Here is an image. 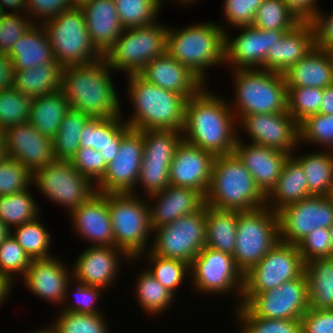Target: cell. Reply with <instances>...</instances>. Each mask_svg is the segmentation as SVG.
<instances>
[{
    "instance_id": "4",
    "label": "cell",
    "mask_w": 333,
    "mask_h": 333,
    "mask_svg": "<svg viewBox=\"0 0 333 333\" xmlns=\"http://www.w3.org/2000/svg\"><path fill=\"white\" fill-rule=\"evenodd\" d=\"M166 52L184 64L206 85L208 68L224 65L225 32L221 24L214 21L190 24L182 29L170 27Z\"/></svg>"
},
{
    "instance_id": "41",
    "label": "cell",
    "mask_w": 333,
    "mask_h": 333,
    "mask_svg": "<svg viewBox=\"0 0 333 333\" xmlns=\"http://www.w3.org/2000/svg\"><path fill=\"white\" fill-rule=\"evenodd\" d=\"M30 190L0 196V220L10 230L40 216V207Z\"/></svg>"
},
{
    "instance_id": "6",
    "label": "cell",
    "mask_w": 333,
    "mask_h": 333,
    "mask_svg": "<svg viewBox=\"0 0 333 333\" xmlns=\"http://www.w3.org/2000/svg\"><path fill=\"white\" fill-rule=\"evenodd\" d=\"M232 73L235 101H229V105L237 122L247 114L287 111V87L282 73L261 68L234 69Z\"/></svg>"
},
{
    "instance_id": "7",
    "label": "cell",
    "mask_w": 333,
    "mask_h": 333,
    "mask_svg": "<svg viewBox=\"0 0 333 333\" xmlns=\"http://www.w3.org/2000/svg\"><path fill=\"white\" fill-rule=\"evenodd\" d=\"M142 197L135 192L108 194L114 245L137 262L150 249L147 245L153 235L148 200Z\"/></svg>"
},
{
    "instance_id": "2",
    "label": "cell",
    "mask_w": 333,
    "mask_h": 333,
    "mask_svg": "<svg viewBox=\"0 0 333 333\" xmlns=\"http://www.w3.org/2000/svg\"><path fill=\"white\" fill-rule=\"evenodd\" d=\"M112 69L102 57L85 65L63 67L61 91L70 108L90 118L122 115L121 101L114 86Z\"/></svg>"
},
{
    "instance_id": "44",
    "label": "cell",
    "mask_w": 333,
    "mask_h": 333,
    "mask_svg": "<svg viewBox=\"0 0 333 333\" xmlns=\"http://www.w3.org/2000/svg\"><path fill=\"white\" fill-rule=\"evenodd\" d=\"M124 29L143 27L156 22L162 0H113Z\"/></svg>"
},
{
    "instance_id": "68",
    "label": "cell",
    "mask_w": 333,
    "mask_h": 333,
    "mask_svg": "<svg viewBox=\"0 0 333 333\" xmlns=\"http://www.w3.org/2000/svg\"><path fill=\"white\" fill-rule=\"evenodd\" d=\"M11 234V230L0 220V244Z\"/></svg>"
},
{
    "instance_id": "23",
    "label": "cell",
    "mask_w": 333,
    "mask_h": 333,
    "mask_svg": "<svg viewBox=\"0 0 333 333\" xmlns=\"http://www.w3.org/2000/svg\"><path fill=\"white\" fill-rule=\"evenodd\" d=\"M59 259L55 255L47 259H33L21 278L32 294L56 305H62L66 288L73 280L72 267L68 268L67 263Z\"/></svg>"
},
{
    "instance_id": "43",
    "label": "cell",
    "mask_w": 333,
    "mask_h": 333,
    "mask_svg": "<svg viewBox=\"0 0 333 333\" xmlns=\"http://www.w3.org/2000/svg\"><path fill=\"white\" fill-rule=\"evenodd\" d=\"M239 333H302L301 319H267L255 316L245 305L236 306Z\"/></svg>"
},
{
    "instance_id": "69",
    "label": "cell",
    "mask_w": 333,
    "mask_h": 333,
    "mask_svg": "<svg viewBox=\"0 0 333 333\" xmlns=\"http://www.w3.org/2000/svg\"><path fill=\"white\" fill-rule=\"evenodd\" d=\"M6 157L3 135L0 136V162Z\"/></svg>"
},
{
    "instance_id": "24",
    "label": "cell",
    "mask_w": 333,
    "mask_h": 333,
    "mask_svg": "<svg viewBox=\"0 0 333 333\" xmlns=\"http://www.w3.org/2000/svg\"><path fill=\"white\" fill-rule=\"evenodd\" d=\"M69 214L74 232L81 239L90 241V246L115 247L108 194L96 192Z\"/></svg>"
},
{
    "instance_id": "3",
    "label": "cell",
    "mask_w": 333,
    "mask_h": 333,
    "mask_svg": "<svg viewBox=\"0 0 333 333\" xmlns=\"http://www.w3.org/2000/svg\"><path fill=\"white\" fill-rule=\"evenodd\" d=\"M126 93L134 106L124 121L138 131L171 129L182 131L187 98L148 82L140 74L127 75Z\"/></svg>"
},
{
    "instance_id": "13",
    "label": "cell",
    "mask_w": 333,
    "mask_h": 333,
    "mask_svg": "<svg viewBox=\"0 0 333 333\" xmlns=\"http://www.w3.org/2000/svg\"><path fill=\"white\" fill-rule=\"evenodd\" d=\"M32 185L39 192L71 212L87 201L96 191V185L80 174L71 161L54 160L32 174Z\"/></svg>"
},
{
    "instance_id": "9",
    "label": "cell",
    "mask_w": 333,
    "mask_h": 333,
    "mask_svg": "<svg viewBox=\"0 0 333 333\" xmlns=\"http://www.w3.org/2000/svg\"><path fill=\"white\" fill-rule=\"evenodd\" d=\"M168 28L158 20L143 27L124 29L103 58L113 72L139 74L150 61L166 52Z\"/></svg>"
},
{
    "instance_id": "11",
    "label": "cell",
    "mask_w": 333,
    "mask_h": 333,
    "mask_svg": "<svg viewBox=\"0 0 333 333\" xmlns=\"http://www.w3.org/2000/svg\"><path fill=\"white\" fill-rule=\"evenodd\" d=\"M304 267L298 245L279 241L244 274L241 305H246L258 293L273 290L286 281L300 277Z\"/></svg>"
},
{
    "instance_id": "12",
    "label": "cell",
    "mask_w": 333,
    "mask_h": 333,
    "mask_svg": "<svg viewBox=\"0 0 333 333\" xmlns=\"http://www.w3.org/2000/svg\"><path fill=\"white\" fill-rule=\"evenodd\" d=\"M152 234L154 241L149 250L153 254L191 264L206 246V204L197 212L154 229Z\"/></svg>"
},
{
    "instance_id": "70",
    "label": "cell",
    "mask_w": 333,
    "mask_h": 333,
    "mask_svg": "<svg viewBox=\"0 0 333 333\" xmlns=\"http://www.w3.org/2000/svg\"><path fill=\"white\" fill-rule=\"evenodd\" d=\"M31 333H57V332L51 327V325L49 327L46 325V328H42L41 330L37 329L36 331L33 330V332Z\"/></svg>"
},
{
    "instance_id": "59",
    "label": "cell",
    "mask_w": 333,
    "mask_h": 333,
    "mask_svg": "<svg viewBox=\"0 0 333 333\" xmlns=\"http://www.w3.org/2000/svg\"><path fill=\"white\" fill-rule=\"evenodd\" d=\"M298 247L304 263L315 258L331 257L329 229H314L298 244Z\"/></svg>"
},
{
    "instance_id": "47",
    "label": "cell",
    "mask_w": 333,
    "mask_h": 333,
    "mask_svg": "<svg viewBox=\"0 0 333 333\" xmlns=\"http://www.w3.org/2000/svg\"><path fill=\"white\" fill-rule=\"evenodd\" d=\"M182 140V132L178 130H143V158L165 159L171 163Z\"/></svg>"
},
{
    "instance_id": "30",
    "label": "cell",
    "mask_w": 333,
    "mask_h": 333,
    "mask_svg": "<svg viewBox=\"0 0 333 333\" xmlns=\"http://www.w3.org/2000/svg\"><path fill=\"white\" fill-rule=\"evenodd\" d=\"M123 113L113 118H90L85 124L80 147L100 151L105 162H112L120 148L122 137L131 129L124 121Z\"/></svg>"
},
{
    "instance_id": "1",
    "label": "cell",
    "mask_w": 333,
    "mask_h": 333,
    "mask_svg": "<svg viewBox=\"0 0 333 333\" xmlns=\"http://www.w3.org/2000/svg\"><path fill=\"white\" fill-rule=\"evenodd\" d=\"M207 87L187 99L181 131L183 140L214 156L231 154L238 139L237 120L229 101L211 93Z\"/></svg>"
},
{
    "instance_id": "53",
    "label": "cell",
    "mask_w": 333,
    "mask_h": 333,
    "mask_svg": "<svg viewBox=\"0 0 333 333\" xmlns=\"http://www.w3.org/2000/svg\"><path fill=\"white\" fill-rule=\"evenodd\" d=\"M73 280L68 284L66 288V295L64 298V302L62 303V309H60V312H73V313H88V314H100L103 313L98 307L96 303L98 298L102 297V294L104 293V289L97 287V286H90L85 285L76 282L75 285L77 286L74 288V285L71 284ZM76 290L74 293L73 299L74 301L71 302L70 296L68 297V293L71 287ZM103 290V291H102ZM99 309V310H98Z\"/></svg>"
},
{
    "instance_id": "33",
    "label": "cell",
    "mask_w": 333,
    "mask_h": 333,
    "mask_svg": "<svg viewBox=\"0 0 333 333\" xmlns=\"http://www.w3.org/2000/svg\"><path fill=\"white\" fill-rule=\"evenodd\" d=\"M15 70L35 68L55 62L47 34L41 24H33L7 53Z\"/></svg>"
},
{
    "instance_id": "71",
    "label": "cell",
    "mask_w": 333,
    "mask_h": 333,
    "mask_svg": "<svg viewBox=\"0 0 333 333\" xmlns=\"http://www.w3.org/2000/svg\"><path fill=\"white\" fill-rule=\"evenodd\" d=\"M89 0H70L71 5L73 7H81L85 3H87Z\"/></svg>"
},
{
    "instance_id": "19",
    "label": "cell",
    "mask_w": 333,
    "mask_h": 333,
    "mask_svg": "<svg viewBox=\"0 0 333 333\" xmlns=\"http://www.w3.org/2000/svg\"><path fill=\"white\" fill-rule=\"evenodd\" d=\"M240 34L233 39L225 32V62L234 69L261 68L268 49L289 30H262L252 26L237 27Z\"/></svg>"
},
{
    "instance_id": "21",
    "label": "cell",
    "mask_w": 333,
    "mask_h": 333,
    "mask_svg": "<svg viewBox=\"0 0 333 333\" xmlns=\"http://www.w3.org/2000/svg\"><path fill=\"white\" fill-rule=\"evenodd\" d=\"M122 254V255H121ZM123 257V258H122ZM131 259L122 249L111 246H89L77 256L72 264L73 282L85 285L97 286L105 291L116 282L117 274L120 272V260ZM114 282V283H113ZM113 284V285H112Z\"/></svg>"
},
{
    "instance_id": "61",
    "label": "cell",
    "mask_w": 333,
    "mask_h": 333,
    "mask_svg": "<svg viewBox=\"0 0 333 333\" xmlns=\"http://www.w3.org/2000/svg\"><path fill=\"white\" fill-rule=\"evenodd\" d=\"M302 333H333V309L309 308L301 317Z\"/></svg>"
},
{
    "instance_id": "72",
    "label": "cell",
    "mask_w": 333,
    "mask_h": 333,
    "mask_svg": "<svg viewBox=\"0 0 333 333\" xmlns=\"http://www.w3.org/2000/svg\"><path fill=\"white\" fill-rule=\"evenodd\" d=\"M174 1H175V3H179L180 2L179 5L181 4V6H182V4H183V6H185V5L189 6V4L192 5L193 1L195 3V1H199V0H174Z\"/></svg>"
},
{
    "instance_id": "73",
    "label": "cell",
    "mask_w": 333,
    "mask_h": 333,
    "mask_svg": "<svg viewBox=\"0 0 333 333\" xmlns=\"http://www.w3.org/2000/svg\"><path fill=\"white\" fill-rule=\"evenodd\" d=\"M326 197L333 204V183L329 187V190H328V193H327Z\"/></svg>"
},
{
    "instance_id": "18",
    "label": "cell",
    "mask_w": 333,
    "mask_h": 333,
    "mask_svg": "<svg viewBox=\"0 0 333 333\" xmlns=\"http://www.w3.org/2000/svg\"><path fill=\"white\" fill-rule=\"evenodd\" d=\"M251 137V143L263 145L292 155L299 145V128L287 112L247 114L238 122Z\"/></svg>"
},
{
    "instance_id": "36",
    "label": "cell",
    "mask_w": 333,
    "mask_h": 333,
    "mask_svg": "<svg viewBox=\"0 0 333 333\" xmlns=\"http://www.w3.org/2000/svg\"><path fill=\"white\" fill-rule=\"evenodd\" d=\"M309 308L333 309V257L315 258L305 263Z\"/></svg>"
},
{
    "instance_id": "52",
    "label": "cell",
    "mask_w": 333,
    "mask_h": 333,
    "mask_svg": "<svg viewBox=\"0 0 333 333\" xmlns=\"http://www.w3.org/2000/svg\"><path fill=\"white\" fill-rule=\"evenodd\" d=\"M170 162L165 159L143 158L137 183L148 197L161 192L169 183Z\"/></svg>"
},
{
    "instance_id": "38",
    "label": "cell",
    "mask_w": 333,
    "mask_h": 333,
    "mask_svg": "<svg viewBox=\"0 0 333 333\" xmlns=\"http://www.w3.org/2000/svg\"><path fill=\"white\" fill-rule=\"evenodd\" d=\"M293 154L303 168L309 193L313 196H326L333 183V151L324 149L302 156H297L295 152Z\"/></svg>"
},
{
    "instance_id": "31",
    "label": "cell",
    "mask_w": 333,
    "mask_h": 333,
    "mask_svg": "<svg viewBox=\"0 0 333 333\" xmlns=\"http://www.w3.org/2000/svg\"><path fill=\"white\" fill-rule=\"evenodd\" d=\"M286 87L322 88L333 84V53L316 46L284 73Z\"/></svg>"
},
{
    "instance_id": "25",
    "label": "cell",
    "mask_w": 333,
    "mask_h": 333,
    "mask_svg": "<svg viewBox=\"0 0 333 333\" xmlns=\"http://www.w3.org/2000/svg\"><path fill=\"white\" fill-rule=\"evenodd\" d=\"M146 198L150 204L152 230L171 224L184 215L197 212L205 205V197L199 191L172 185ZM152 200H155L153 204L150 202Z\"/></svg>"
},
{
    "instance_id": "34",
    "label": "cell",
    "mask_w": 333,
    "mask_h": 333,
    "mask_svg": "<svg viewBox=\"0 0 333 333\" xmlns=\"http://www.w3.org/2000/svg\"><path fill=\"white\" fill-rule=\"evenodd\" d=\"M63 66L55 61L35 68L15 70L13 88L32 98L61 90Z\"/></svg>"
},
{
    "instance_id": "45",
    "label": "cell",
    "mask_w": 333,
    "mask_h": 333,
    "mask_svg": "<svg viewBox=\"0 0 333 333\" xmlns=\"http://www.w3.org/2000/svg\"><path fill=\"white\" fill-rule=\"evenodd\" d=\"M148 258V272L165 288L174 295L177 289L183 284V280L190 276V264L170 258H163L146 251ZM151 266V267H150Z\"/></svg>"
},
{
    "instance_id": "42",
    "label": "cell",
    "mask_w": 333,
    "mask_h": 333,
    "mask_svg": "<svg viewBox=\"0 0 333 333\" xmlns=\"http://www.w3.org/2000/svg\"><path fill=\"white\" fill-rule=\"evenodd\" d=\"M40 218L38 216L30 222L11 229L12 237L32 260L54 257L52 253H49L52 246L51 232L44 227Z\"/></svg>"
},
{
    "instance_id": "28",
    "label": "cell",
    "mask_w": 333,
    "mask_h": 333,
    "mask_svg": "<svg viewBox=\"0 0 333 333\" xmlns=\"http://www.w3.org/2000/svg\"><path fill=\"white\" fill-rule=\"evenodd\" d=\"M139 74L148 82L187 99L195 96L205 86L192 71L167 52L150 61Z\"/></svg>"
},
{
    "instance_id": "35",
    "label": "cell",
    "mask_w": 333,
    "mask_h": 333,
    "mask_svg": "<svg viewBox=\"0 0 333 333\" xmlns=\"http://www.w3.org/2000/svg\"><path fill=\"white\" fill-rule=\"evenodd\" d=\"M238 212L206 205V247L234 255Z\"/></svg>"
},
{
    "instance_id": "50",
    "label": "cell",
    "mask_w": 333,
    "mask_h": 333,
    "mask_svg": "<svg viewBox=\"0 0 333 333\" xmlns=\"http://www.w3.org/2000/svg\"><path fill=\"white\" fill-rule=\"evenodd\" d=\"M32 100L14 88L0 91V131L27 122Z\"/></svg>"
},
{
    "instance_id": "48",
    "label": "cell",
    "mask_w": 333,
    "mask_h": 333,
    "mask_svg": "<svg viewBox=\"0 0 333 333\" xmlns=\"http://www.w3.org/2000/svg\"><path fill=\"white\" fill-rule=\"evenodd\" d=\"M51 327L57 333H109L105 314L58 312ZM104 314V315H103Z\"/></svg>"
},
{
    "instance_id": "32",
    "label": "cell",
    "mask_w": 333,
    "mask_h": 333,
    "mask_svg": "<svg viewBox=\"0 0 333 333\" xmlns=\"http://www.w3.org/2000/svg\"><path fill=\"white\" fill-rule=\"evenodd\" d=\"M312 196L308 191L307 179L301 164L290 155L278 181L266 195L265 206L278 212L287 205Z\"/></svg>"
},
{
    "instance_id": "15",
    "label": "cell",
    "mask_w": 333,
    "mask_h": 333,
    "mask_svg": "<svg viewBox=\"0 0 333 333\" xmlns=\"http://www.w3.org/2000/svg\"><path fill=\"white\" fill-rule=\"evenodd\" d=\"M280 241L298 245L316 228L333 225V204L326 196H310L277 212Z\"/></svg>"
},
{
    "instance_id": "16",
    "label": "cell",
    "mask_w": 333,
    "mask_h": 333,
    "mask_svg": "<svg viewBox=\"0 0 333 333\" xmlns=\"http://www.w3.org/2000/svg\"><path fill=\"white\" fill-rule=\"evenodd\" d=\"M255 316L267 319H301L309 309L305 273L273 290L256 294L245 305Z\"/></svg>"
},
{
    "instance_id": "74",
    "label": "cell",
    "mask_w": 333,
    "mask_h": 333,
    "mask_svg": "<svg viewBox=\"0 0 333 333\" xmlns=\"http://www.w3.org/2000/svg\"><path fill=\"white\" fill-rule=\"evenodd\" d=\"M331 242V257H333V225L329 228Z\"/></svg>"
},
{
    "instance_id": "60",
    "label": "cell",
    "mask_w": 333,
    "mask_h": 333,
    "mask_svg": "<svg viewBox=\"0 0 333 333\" xmlns=\"http://www.w3.org/2000/svg\"><path fill=\"white\" fill-rule=\"evenodd\" d=\"M72 7L70 0H27L26 15L29 16L34 24L35 22L36 24H42L44 21L52 19L62 11Z\"/></svg>"
},
{
    "instance_id": "20",
    "label": "cell",
    "mask_w": 333,
    "mask_h": 333,
    "mask_svg": "<svg viewBox=\"0 0 333 333\" xmlns=\"http://www.w3.org/2000/svg\"><path fill=\"white\" fill-rule=\"evenodd\" d=\"M2 135L6 156L21 163L31 174L55 160L53 139L28 121L8 127Z\"/></svg>"
},
{
    "instance_id": "63",
    "label": "cell",
    "mask_w": 333,
    "mask_h": 333,
    "mask_svg": "<svg viewBox=\"0 0 333 333\" xmlns=\"http://www.w3.org/2000/svg\"><path fill=\"white\" fill-rule=\"evenodd\" d=\"M283 2L300 21H312L320 10L317 5L318 0H283Z\"/></svg>"
},
{
    "instance_id": "62",
    "label": "cell",
    "mask_w": 333,
    "mask_h": 333,
    "mask_svg": "<svg viewBox=\"0 0 333 333\" xmlns=\"http://www.w3.org/2000/svg\"><path fill=\"white\" fill-rule=\"evenodd\" d=\"M324 15L320 10L311 21L315 29V46L333 53V11Z\"/></svg>"
},
{
    "instance_id": "26",
    "label": "cell",
    "mask_w": 333,
    "mask_h": 333,
    "mask_svg": "<svg viewBox=\"0 0 333 333\" xmlns=\"http://www.w3.org/2000/svg\"><path fill=\"white\" fill-rule=\"evenodd\" d=\"M241 140L238 136L234 153L251 173L260 190L267 195L278 181L290 154Z\"/></svg>"
},
{
    "instance_id": "40",
    "label": "cell",
    "mask_w": 333,
    "mask_h": 333,
    "mask_svg": "<svg viewBox=\"0 0 333 333\" xmlns=\"http://www.w3.org/2000/svg\"><path fill=\"white\" fill-rule=\"evenodd\" d=\"M136 279V291L137 301L140 308L143 309L146 314L161 315L172 306V302L175 301V296L167 288L162 286L145 268L141 270V273ZM164 311V312H163Z\"/></svg>"
},
{
    "instance_id": "14",
    "label": "cell",
    "mask_w": 333,
    "mask_h": 333,
    "mask_svg": "<svg viewBox=\"0 0 333 333\" xmlns=\"http://www.w3.org/2000/svg\"><path fill=\"white\" fill-rule=\"evenodd\" d=\"M189 278L194 289L205 295L231 291L233 294L234 291L235 296H238L237 306L241 305L244 274L237 267L233 256L205 246L192 260Z\"/></svg>"
},
{
    "instance_id": "10",
    "label": "cell",
    "mask_w": 333,
    "mask_h": 333,
    "mask_svg": "<svg viewBox=\"0 0 333 333\" xmlns=\"http://www.w3.org/2000/svg\"><path fill=\"white\" fill-rule=\"evenodd\" d=\"M278 215L268 206L239 211L234 260L245 274L279 243Z\"/></svg>"
},
{
    "instance_id": "66",
    "label": "cell",
    "mask_w": 333,
    "mask_h": 333,
    "mask_svg": "<svg viewBox=\"0 0 333 333\" xmlns=\"http://www.w3.org/2000/svg\"><path fill=\"white\" fill-rule=\"evenodd\" d=\"M0 5L5 13H26L27 11V0H0ZM6 8H9V11L13 10L8 12L5 11Z\"/></svg>"
},
{
    "instance_id": "67",
    "label": "cell",
    "mask_w": 333,
    "mask_h": 333,
    "mask_svg": "<svg viewBox=\"0 0 333 333\" xmlns=\"http://www.w3.org/2000/svg\"><path fill=\"white\" fill-rule=\"evenodd\" d=\"M14 283L5 275L0 273V305L9 297ZM9 295V296H8Z\"/></svg>"
},
{
    "instance_id": "5",
    "label": "cell",
    "mask_w": 333,
    "mask_h": 333,
    "mask_svg": "<svg viewBox=\"0 0 333 333\" xmlns=\"http://www.w3.org/2000/svg\"><path fill=\"white\" fill-rule=\"evenodd\" d=\"M266 195L233 152L215 156L205 204L218 209L251 211L265 206Z\"/></svg>"
},
{
    "instance_id": "37",
    "label": "cell",
    "mask_w": 333,
    "mask_h": 333,
    "mask_svg": "<svg viewBox=\"0 0 333 333\" xmlns=\"http://www.w3.org/2000/svg\"><path fill=\"white\" fill-rule=\"evenodd\" d=\"M70 109V104L61 90L35 97L31 103L28 122L40 133L53 139Z\"/></svg>"
},
{
    "instance_id": "65",
    "label": "cell",
    "mask_w": 333,
    "mask_h": 333,
    "mask_svg": "<svg viewBox=\"0 0 333 333\" xmlns=\"http://www.w3.org/2000/svg\"><path fill=\"white\" fill-rule=\"evenodd\" d=\"M320 114L333 115V84L323 89Z\"/></svg>"
},
{
    "instance_id": "57",
    "label": "cell",
    "mask_w": 333,
    "mask_h": 333,
    "mask_svg": "<svg viewBox=\"0 0 333 333\" xmlns=\"http://www.w3.org/2000/svg\"><path fill=\"white\" fill-rule=\"evenodd\" d=\"M27 17L26 13H5L2 16L0 20V53L7 54L14 43L34 24Z\"/></svg>"
},
{
    "instance_id": "8",
    "label": "cell",
    "mask_w": 333,
    "mask_h": 333,
    "mask_svg": "<svg viewBox=\"0 0 333 333\" xmlns=\"http://www.w3.org/2000/svg\"><path fill=\"white\" fill-rule=\"evenodd\" d=\"M54 58L63 67L85 65L103 56L93 46L80 7H72L42 24Z\"/></svg>"
},
{
    "instance_id": "58",
    "label": "cell",
    "mask_w": 333,
    "mask_h": 333,
    "mask_svg": "<svg viewBox=\"0 0 333 333\" xmlns=\"http://www.w3.org/2000/svg\"><path fill=\"white\" fill-rule=\"evenodd\" d=\"M71 163L80 174L88 177L95 185L103 178L108 165L100 151L88 147H79Z\"/></svg>"
},
{
    "instance_id": "17",
    "label": "cell",
    "mask_w": 333,
    "mask_h": 333,
    "mask_svg": "<svg viewBox=\"0 0 333 333\" xmlns=\"http://www.w3.org/2000/svg\"><path fill=\"white\" fill-rule=\"evenodd\" d=\"M143 149V130L130 129L122 137L115 159L107 165L103 178L96 184V191L105 194L136 191Z\"/></svg>"
},
{
    "instance_id": "46",
    "label": "cell",
    "mask_w": 333,
    "mask_h": 333,
    "mask_svg": "<svg viewBox=\"0 0 333 333\" xmlns=\"http://www.w3.org/2000/svg\"><path fill=\"white\" fill-rule=\"evenodd\" d=\"M300 22L283 0H264L252 25L262 30H291Z\"/></svg>"
},
{
    "instance_id": "55",
    "label": "cell",
    "mask_w": 333,
    "mask_h": 333,
    "mask_svg": "<svg viewBox=\"0 0 333 333\" xmlns=\"http://www.w3.org/2000/svg\"><path fill=\"white\" fill-rule=\"evenodd\" d=\"M31 184L32 174L21 163L7 156L0 162V196L22 192Z\"/></svg>"
},
{
    "instance_id": "49",
    "label": "cell",
    "mask_w": 333,
    "mask_h": 333,
    "mask_svg": "<svg viewBox=\"0 0 333 333\" xmlns=\"http://www.w3.org/2000/svg\"><path fill=\"white\" fill-rule=\"evenodd\" d=\"M322 88L287 87V112L299 125L306 118L320 113Z\"/></svg>"
},
{
    "instance_id": "75",
    "label": "cell",
    "mask_w": 333,
    "mask_h": 333,
    "mask_svg": "<svg viewBox=\"0 0 333 333\" xmlns=\"http://www.w3.org/2000/svg\"><path fill=\"white\" fill-rule=\"evenodd\" d=\"M5 14V12L3 11V9H2V7H1V5H0V20H1V18H2V16Z\"/></svg>"
},
{
    "instance_id": "27",
    "label": "cell",
    "mask_w": 333,
    "mask_h": 333,
    "mask_svg": "<svg viewBox=\"0 0 333 333\" xmlns=\"http://www.w3.org/2000/svg\"><path fill=\"white\" fill-rule=\"evenodd\" d=\"M315 47V29L311 21H301L268 49L262 69L284 73Z\"/></svg>"
},
{
    "instance_id": "22",
    "label": "cell",
    "mask_w": 333,
    "mask_h": 333,
    "mask_svg": "<svg viewBox=\"0 0 333 333\" xmlns=\"http://www.w3.org/2000/svg\"><path fill=\"white\" fill-rule=\"evenodd\" d=\"M214 159L213 154L182 140L170 164V185L192 188L205 197L211 181Z\"/></svg>"
},
{
    "instance_id": "64",
    "label": "cell",
    "mask_w": 333,
    "mask_h": 333,
    "mask_svg": "<svg viewBox=\"0 0 333 333\" xmlns=\"http://www.w3.org/2000/svg\"><path fill=\"white\" fill-rule=\"evenodd\" d=\"M15 69L7 54L0 53V91L13 88Z\"/></svg>"
},
{
    "instance_id": "56",
    "label": "cell",
    "mask_w": 333,
    "mask_h": 333,
    "mask_svg": "<svg viewBox=\"0 0 333 333\" xmlns=\"http://www.w3.org/2000/svg\"><path fill=\"white\" fill-rule=\"evenodd\" d=\"M264 0H224L223 2V15L226 19L225 24L222 26L224 32L227 28L246 27L252 26L256 11L263 3ZM229 25V26H228Z\"/></svg>"
},
{
    "instance_id": "39",
    "label": "cell",
    "mask_w": 333,
    "mask_h": 333,
    "mask_svg": "<svg viewBox=\"0 0 333 333\" xmlns=\"http://www.w3.org/2000/svg\"><path fill=\"white\" fill-rule=\"evenodd\" d=\"M89 119V116L74 109L67 112L56 136L53 138V156L55 160H72L80 147L81 132Z\"/></svg>"
},
{
    "instance_id": "29",
    "label": "cell",
    "mask_w": 333,
    "mask_h": 333,
    "mask_svg": "<svg viewBox=\"0 0 333 333\" xmlns=\"http://www.w3.org/2000/svg\"><path fill=\"white\" fill-rule=\"evenodd\" d=\"M80 8L92 44L104 56L124 31L116 5L113 0H89Z\"/></svg>"
},
{
    "instance_id": "54",
    "label": "cell",
    "mask_w": 333,
    "mask_h": 333,
    "mask_svg": "<svg viewBox=\"0 0 333 333\" xmlns=\"http://www.w3.org/2000/svg\"><path fill=\"white\" fill-rule=\"evenodd\" d=\"M31 261L11 234L0 244V273L12 282L17 274L21 277L26 273Z\"/></svg>"
},
{
    "instance_id": "51",
    "label": "cell",
    "mask_w": 333,
    "mask_h": 333,
    "mask_svg": "<svg viewBox=\"0 0 333 333\" xmlns=\"http://www.w3.org/2000/svg\"><path fill=\"white\" fill-rule=\"evenodd\" d=\"M299 145L304 143L323 146L333 151V115L315 114L299 125ZM325 146V147H324Z\"/></svg>"
}]
</instances>
